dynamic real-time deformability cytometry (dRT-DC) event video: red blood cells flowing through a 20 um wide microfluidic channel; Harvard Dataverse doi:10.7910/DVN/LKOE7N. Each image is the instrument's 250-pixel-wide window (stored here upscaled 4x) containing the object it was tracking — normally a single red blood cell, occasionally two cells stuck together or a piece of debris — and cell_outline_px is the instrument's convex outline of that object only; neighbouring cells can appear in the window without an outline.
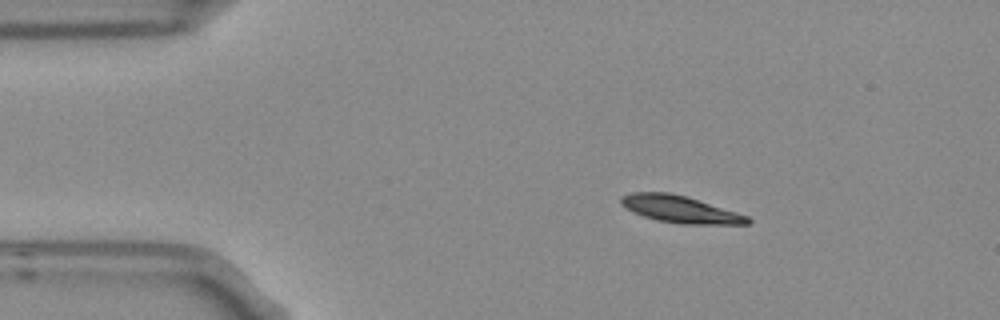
{"species": "Egyptian fruit bat (a non-hibernating species)", "species_latin": "Rousettus aegyptiacus", "temperature_condition": "room temperature", "stored_images_in_passage": 4, "camera_frame_rate_fps": 3000, "um_per_image_px": 0.085, "frame": {"image": 1, "passage_image": 3, "time_ms": 0.667, "image_size_px": [1000, 320], "cell_outline_px": [[752, 220], [748, 224], [684, 224], [660, 220], [644, 216], [632, 212], [620, 204], [620, 196], [632, 192], [668, 192], [684, 196], [736, 212], [748, 216]], "centroid_in_image_um": [57.77, 17.78], "position_along_channel_um": 27.2, "area_um2": 19.59}}